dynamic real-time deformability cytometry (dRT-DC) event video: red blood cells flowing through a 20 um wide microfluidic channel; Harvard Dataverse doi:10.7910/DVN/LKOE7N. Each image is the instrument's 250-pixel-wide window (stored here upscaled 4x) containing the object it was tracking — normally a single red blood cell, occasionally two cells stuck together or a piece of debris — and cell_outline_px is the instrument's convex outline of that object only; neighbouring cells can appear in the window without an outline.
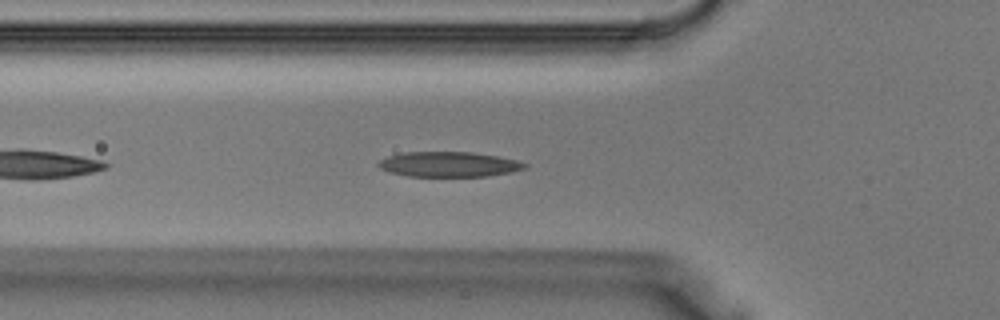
{"species": "Egyptian fruit bat (a non-hibernating species)", "species_latin": "Rousettus aegyptiacus", "temperature_condition": "warm", "stored_images_in_passage": 26, "camera_frame_rate_fps": 3000, "um_per_image_px": 0.085, "animal": {"sex": "male"}, "frame": {"image": 1, "passage_image": 4, "time_ms": 1.0, "image_size_px": [1000, 320], "cell_outline_px": [[528, 168], [512, 172], [488, 176], [408, 176], [388, 172], [380, 168], [376, 164], [380, 160], [388, 156], [404, 152], [472, 152], [496, 156], [516, 160], [528, 164]], "centroid_in_image_um": [38.16, 13.97], "position_along_channel_um": 87.6, "area_um2": 21.44}}
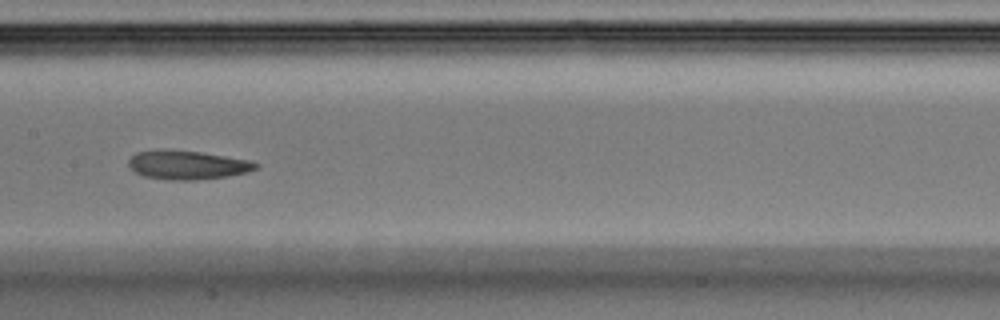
{"frame": {"image": 2, "passage_image": 10, "time_ms": 3.0, "image_size_px": [1000, 320], "cell_outline_px": [[260, 168], [248, 172], [228, 176], [196, 180], [172, 180], [144, 176], [136, 172], [128, 164], [128, 160], [136, 152], [164, 148], [200, 152], [252, 160], [260, 164]], "centroid_in_image_um": [15.97, 14.01], "position_along_channel_um": 191.4, "area_um2": 21.68}}
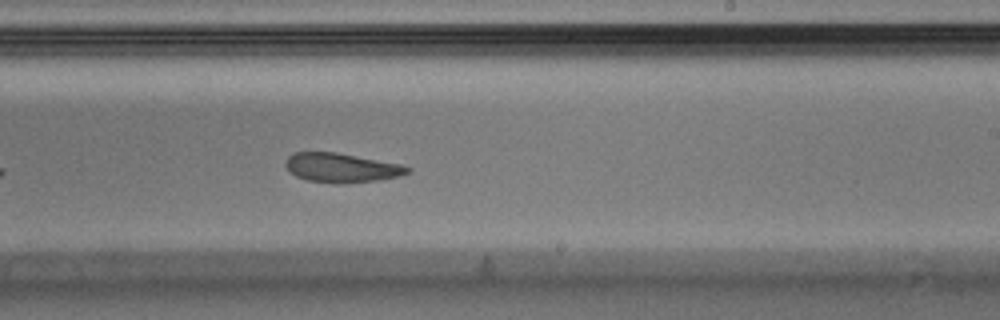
{"frame": {"image": 3, "passage_image": 14, "time_ms": 4.333, "image_size_px": [1000, 320], "cell_outline_px": [[412, 168], [408, 172], [400, 176], [376, 180], [348, 184], [308, 180], [296, 176], [284, 164], [288, 156], [292, 152], [336, 152], [400, 164]], "centroid_in_image_um": [29.02, 14.25], "position_along_channel_um": 260.0, "area_um2": 20.58}}